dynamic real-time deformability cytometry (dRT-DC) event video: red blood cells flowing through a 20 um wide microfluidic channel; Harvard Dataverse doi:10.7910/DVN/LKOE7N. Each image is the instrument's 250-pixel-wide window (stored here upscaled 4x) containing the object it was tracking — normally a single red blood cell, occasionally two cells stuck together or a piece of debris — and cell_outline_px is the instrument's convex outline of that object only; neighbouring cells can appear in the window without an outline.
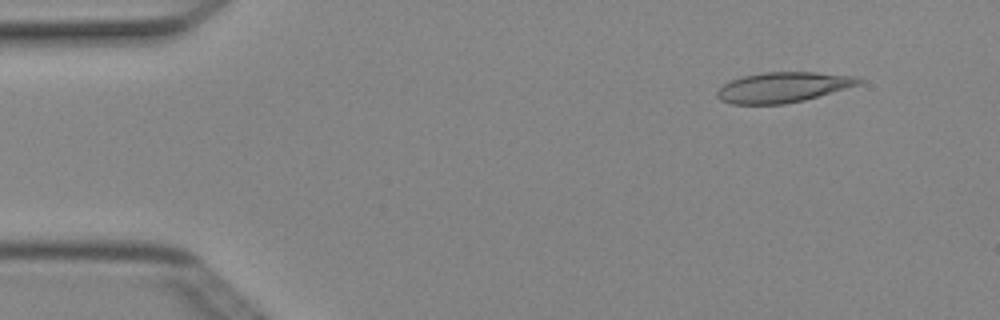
{"species": "Egyptian fruit bat (a non-hibernating species)", "species_latin": "Rousettus aegyptiacus", "temperature_condition": "cold", "stored_images_in_passage": 6, "camera_frame_rate_fps": 3000, "um_per_image_px": 0.085, "animal": {"sex": "female"}, "frame": {"image": 1, "passage_image": 2, "time_ms": 0.333, "image_size_px": [1000, 320], "cell_outline_px": [[864, 80], [860, 84], [804, 100], [784, 104], [732, 104], [720, 100], [716, 96], [716, 92], [724, 84], [732, 80], [744, 76], [764, 72], [816, 72], [852, 76]], "centroid_in_image_um": [66.53, 7.42], "position_along_channel_um": 18.5, "area_um2": 24.74}}
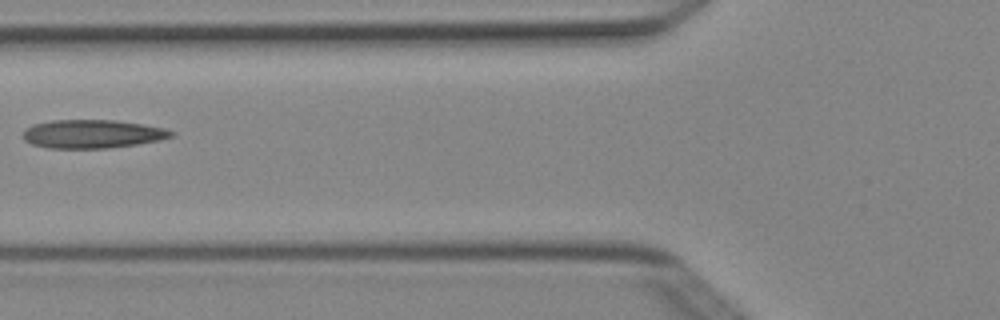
{"frame": {"image": 2, "passage_image": 6, "time_ms": 1.667, "image_size_px": [1000, 320], "cell_outline_px": [[176, 136], [160, 140], [136, 144], [108, 148], [48, 148], [32, 144], [24, 140], [24, 128], [32, 124], [52, 120], [116, 120], [164, 128], [176, 132]], "centroid_in_image_um": [7.86, 11.38], "position_along_channel_um": 117.9, "area_um2": 24.68}}